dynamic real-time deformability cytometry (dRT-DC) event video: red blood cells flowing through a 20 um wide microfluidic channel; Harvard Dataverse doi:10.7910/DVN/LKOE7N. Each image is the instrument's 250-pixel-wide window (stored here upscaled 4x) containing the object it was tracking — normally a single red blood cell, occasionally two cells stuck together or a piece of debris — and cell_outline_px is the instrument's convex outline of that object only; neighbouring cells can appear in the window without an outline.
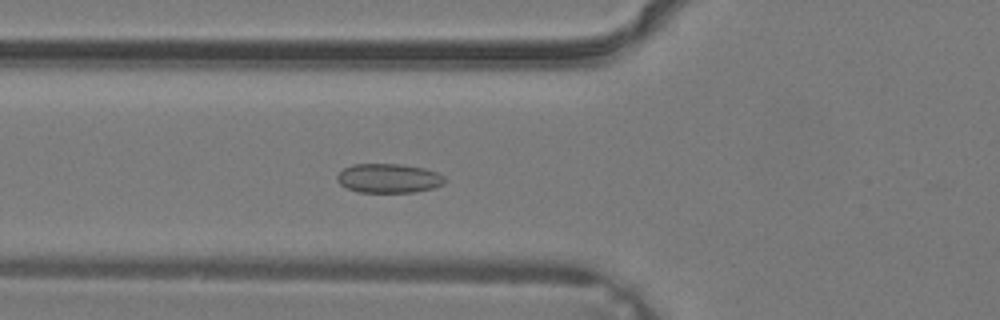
{"species": "common noctule bat (a hibernating species)", "species_latin": "Nyctalus noctula", "temperature_condition": "warm", "stored_images_in_passage": 39, "camera_frame_rate_fps": 3000, "um_per_image_px": 0.085, "animal": {"sex": "male", "body_mass_g": 19.2, "forearm_length_mm": 51.8}, "frame": {"image": 1, "passage_image": 15, "time_ms": 4.667, "image_size_px": [1000, 320], "cell_outline_px": [[448, 180], [444, 184], [432, 188], [412, 192], [360, 192], [348, 188], [340, 184], [336, 180], [336, 176], [344, 168], [352, 164], [400, 164], [424, 168], [436, 172], [444, 176]], "centroid_in_image_um": [33.05, 15.15], "position_along_channel_um": 92.8, "area_um2": 18.32}}
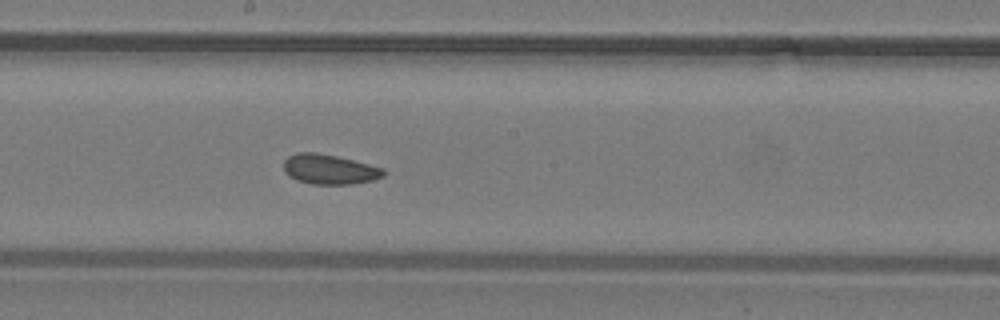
{"frame": {"image": 2, "passage_image": 22, "time_ms": 7.0, "image_size_px": [1000, 320], "cell_outline_px": [[384, 176], [372, 180], [352, 184], [312, 184], [296, 180], [288, 176], [284, 172], [284, 160], [288, 156], [296, 152], [316, 152], [336, 156], [384, 168]], "centroid_in_image_um": [27.96, 14.39], "position_along_channel_um": 220.2, "area_um2": 17.4}}
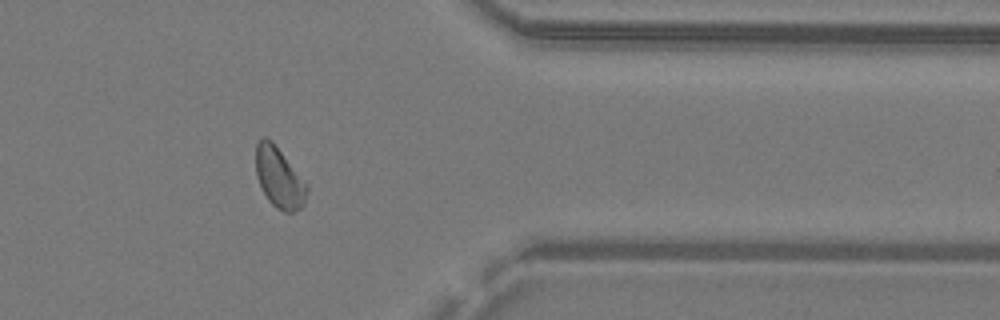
{"frame": {"image": 3, "passage_image": 32, "time_ms": 10.333, "image_size_px": [1000, 320], "cell_outline_px": [[308, 188], [304, 204], [300, 208], [292, 212], [284, 212], [276, 208], [268, 200], [256, 176], [256, 144], [264, 136], [272, 140], [308, 184]], "centroid_in_image_um": [23.74, 15.1], "position_along_channel_um": 387.7, "area_um2": 18.03}}